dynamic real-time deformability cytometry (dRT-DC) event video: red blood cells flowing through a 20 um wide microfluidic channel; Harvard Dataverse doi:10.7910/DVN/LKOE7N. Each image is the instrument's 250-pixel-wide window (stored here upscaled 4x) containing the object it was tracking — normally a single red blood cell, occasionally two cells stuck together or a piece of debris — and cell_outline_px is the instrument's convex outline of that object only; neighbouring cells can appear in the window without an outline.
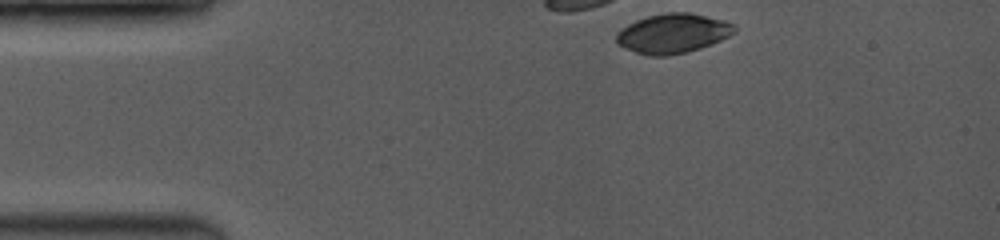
{"species": "common noctule bat (a hibernating species)", "species_latin": "Nyctalus noctula", "temperature_condition": "room temperature", "stored_images_in_passage": 2, "camera_frame_rate_fps": 3500, "um_per_image_px": 0.085, "animal": {"sex": "female", "body_mass_g": 19.0, "forearm_length_mm": 53.3}, "frame": {"image": 1, "passage_image": 1, "time_ms": 0.0, "image_size_px": [1000, 240], "cell_outline_px": [[736, 32], [720, 40], [700, 48], [688, 52], [668, 56], [648, 56], [624, 48], [616, 44], [616, 36], [628, 24], [636, 20], [648, 16], [668, 12], [684, 12], [704, 16], [736, 24]], "centroid_in_image_um": [57.18, 2.86], "position_along_channel_um": 27.8, "area_um2": 26.93}}